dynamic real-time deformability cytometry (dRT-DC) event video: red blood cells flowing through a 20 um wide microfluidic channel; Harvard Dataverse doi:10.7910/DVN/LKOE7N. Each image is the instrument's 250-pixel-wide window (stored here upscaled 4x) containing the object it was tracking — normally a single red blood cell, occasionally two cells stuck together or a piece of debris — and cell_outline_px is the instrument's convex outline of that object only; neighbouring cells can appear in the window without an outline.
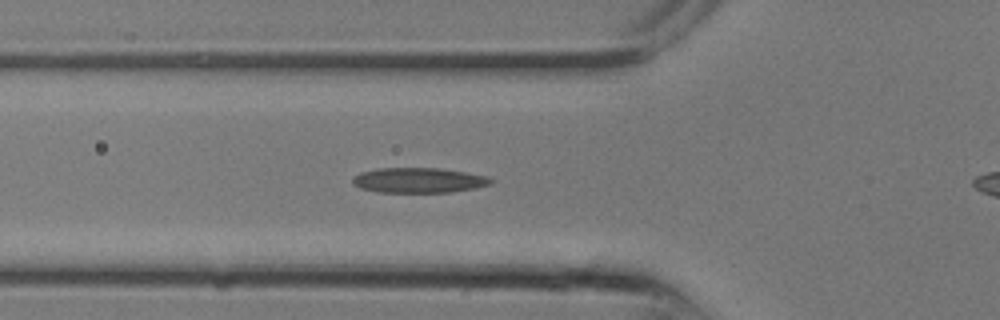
{"species": "common noctule bat (a hibernating species)", "species_latin": "Nyctalus noctula", "temperature_condition": "room temperature", "stored_images_in_passage": 25, "camera_frame_rate_fps": 3000, "um_per_image_px": 0.085, "animal": {"sex": "male", "body_mass_g": 13.3}, "frame": {"image": 1, "passage_image": 8, "time_ms": 2.333, "image_size_px": [1000, 320], "cell_outline_px": [[496, 180], [492, 184], [476, 188], [448, 192], [380, 192], [360, 188], [352, 184], [352, 176], [360, 172], [376, 168], [440, 168], [488, 176]], "centroid_in_image_um": [35.59, 15.32], "position_along_channel_um": 90.2, "area_um2": 20.4}}
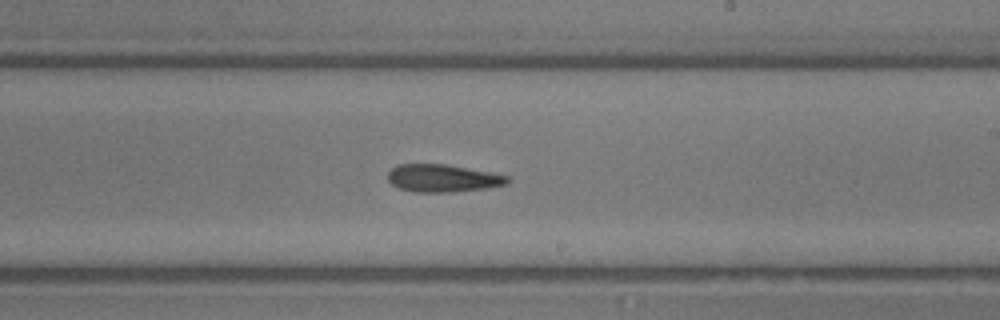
{"frame": {"image": 2, "passage_image": 14, "time_ms": 4.333, "image_size_px": [1000, 320], "cell_outline_px": [[512, 180], [508, 184], [488, 188], [452, 192], [412, 192], [400, 188], [392, 184], [388, 180], [388, 172], [396, 164], [448, 164], [508, 176]], "centroid_in_image_um": [37.64, 15.15], "position_along_channel_um": 251.4, "area_um2": 19.36}}
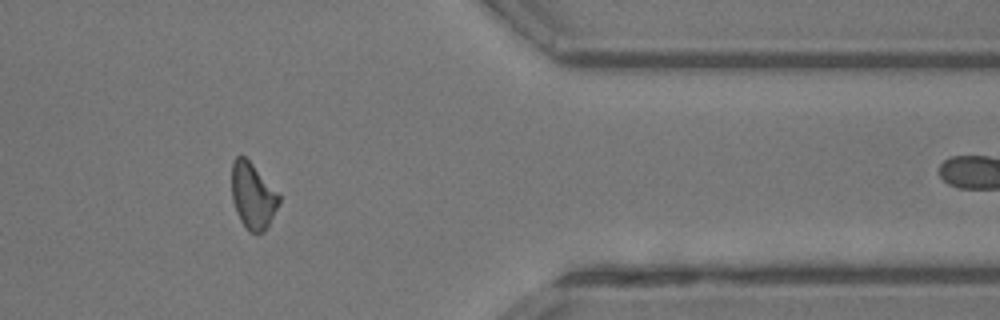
{"frame": {"image": 3, "passage_image": 20, "time_ms": 6.333, "image_size_px": [1000, 320], "cell_outline_px": [[280, 200], [264, 232], [256, 236], [248, 232], [240, 220], [236, 212], [232, 200], [232, 160], [236, 156], [244, 156], [252, 164], [280, 196]], "centroid_in_image_um": [21.45, 16.69], "position_along_channel_um": 389.9, "area_um2": 18.03}}